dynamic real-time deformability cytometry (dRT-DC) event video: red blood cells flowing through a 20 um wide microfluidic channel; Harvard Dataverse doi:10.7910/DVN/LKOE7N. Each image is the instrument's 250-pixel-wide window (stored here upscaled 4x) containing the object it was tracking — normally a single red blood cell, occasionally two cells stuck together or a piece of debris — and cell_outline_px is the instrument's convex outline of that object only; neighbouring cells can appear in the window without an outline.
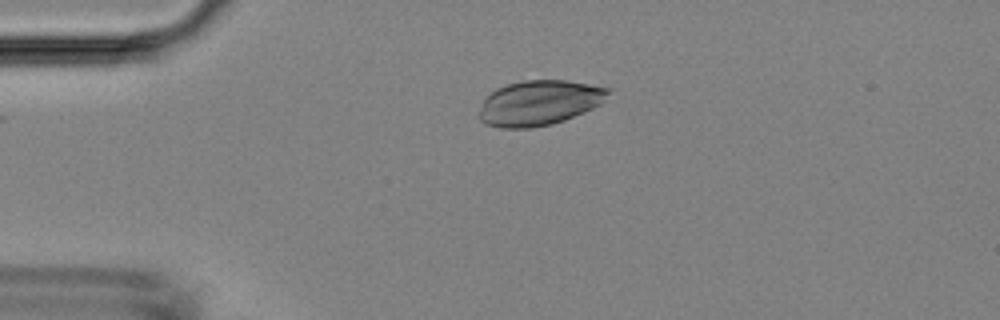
{"species": "Egyptian fruit bat (a non-hibernating species)", "species_latin": "Rousettus aegyptiacus", "temperature_condition": "room temperature", "stored_images_in_passage": 5, "camera_frame_rate_fps": 3000, "um_per_image_px": 0.085, "animal": {"sex": "female"}, "frame": {"image": 1, "passage_image": 4, "time_ms": 3.667, "image_size_px": [1000, 320], "cell_outline_px": [[612, 88], [600, 104], [584, 112], [564, 120], [552, 124], [532, 128], [500, 128], [484, 124], [476, 116], [484, 100], [496, 88], [520, 80], [568, 80]], "centroid_in_image_um": [45.8, 8.74], "position_along_channel_um": 39.2, "area_um2": 34.04}}